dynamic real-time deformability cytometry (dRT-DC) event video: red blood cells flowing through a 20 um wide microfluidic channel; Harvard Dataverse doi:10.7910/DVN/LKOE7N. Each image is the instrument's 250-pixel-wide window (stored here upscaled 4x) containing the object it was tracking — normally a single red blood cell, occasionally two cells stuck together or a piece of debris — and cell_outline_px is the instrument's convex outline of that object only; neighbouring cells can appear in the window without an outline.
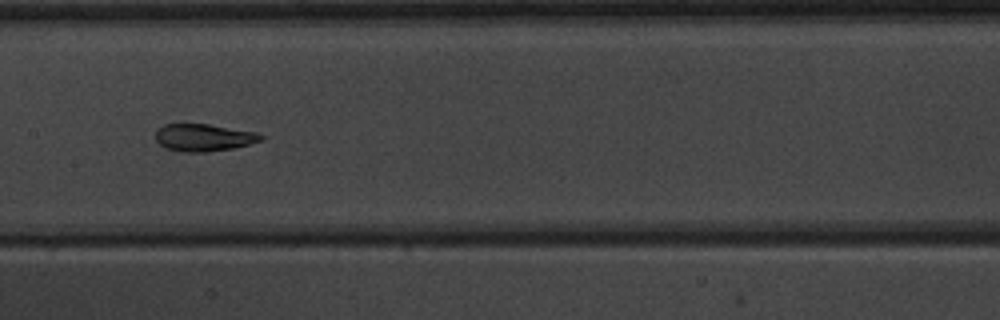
{"species": "common noctule bat (a hibernating species)", "species_latin": "Nyctalus noctula", "temperature_condition": "warm", "stored_images_in_passage": 6, "camera_frame_rate_fps": 3000, "um_per_image_px": 0.085, "animal": {"sex": "male", "body_mass_g": 20.1, "forearm_length_mm": 53.5}, "frame": {"image": 1, "passage_image": 5, "time_ms": 4.667, "image_size_px": [1000, 320], "cell_outline_px": [[264, 140], [232, 148], [208, 152], [184, 152], [164, 148], [156, 140], [156, 132], [164, 124], [208, 124], [256, 132], [264, 136]], "centroid_in_image_um": [17.32, 11.69], "position_along_channel_um": 190.1, "area_um2": 16.7}}
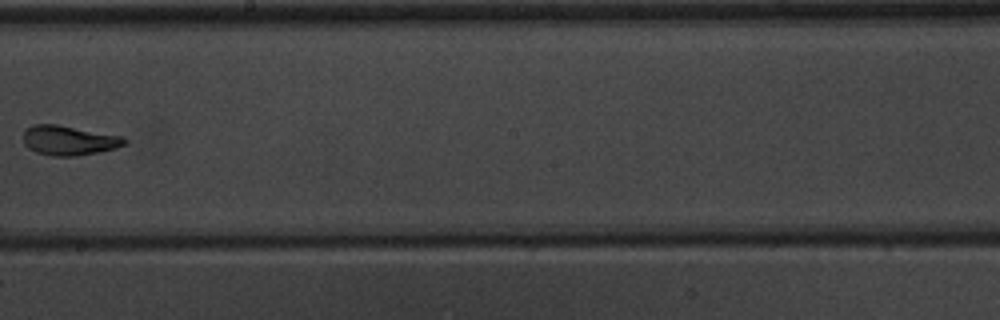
{"frame": {"image": 2, "passage_image": 6, "time_ms": 6.0, "image_size_px": [1000, 320], "cell_outline_px": [[128, 144], [116, 148], [100, 152], [76, 156], [52, 156], [36, 152], [28, 148], [24, 144], [24, 132], [32, 124], [56, 124], [124, 136], [128, 140]], "centroid_in_image_um": [5.91, 11.94], "position_along_channel_um": 242.3, "area_um2": 17.69}}